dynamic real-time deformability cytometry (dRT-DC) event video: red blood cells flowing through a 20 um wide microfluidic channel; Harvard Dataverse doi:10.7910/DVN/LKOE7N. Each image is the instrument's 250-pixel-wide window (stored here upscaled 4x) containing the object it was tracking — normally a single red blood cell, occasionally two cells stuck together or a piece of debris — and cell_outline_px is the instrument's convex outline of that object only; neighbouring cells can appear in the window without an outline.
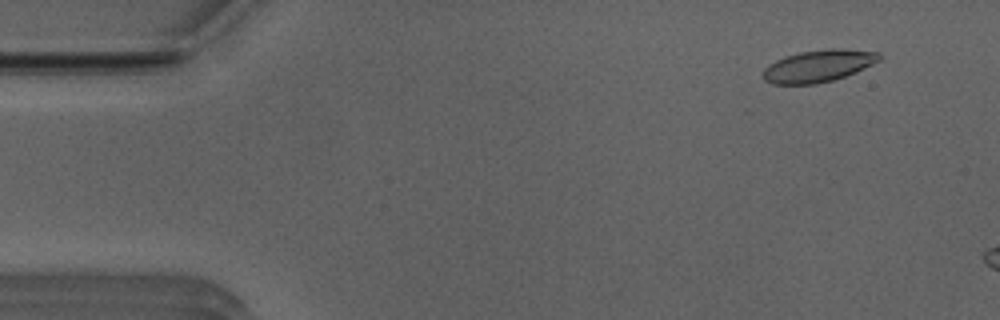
{"species": "Egyptian fruit bat (a non-hibernating species)", "species_latin": "Rousettus aegyptiacus", "temperature_condition": "room temperature", "stored_images_in_passage": 12, "camera_frame_rate_fps": 3000, "um_per_image_px": 0.085, "animal": {"sex": "male"}, "frame": {"image": 1, "passage_image": 4, "time_ms": 1.0, "image_size_px": [1000, 320], "cell_outline_px": [[880, 60], [872, 64], [844, 76], [832, 80], [816, 84], [772, 84], [764, 80], [760, 76], [760, 72], [768, 64], [784, 56], [800, 52], [828, 48], [840, 48], [880, 52]], "centroid_in_image_um": [69.49, 5.6], "position_along_channel_um": 15.5, "area_um2": 21.85}}